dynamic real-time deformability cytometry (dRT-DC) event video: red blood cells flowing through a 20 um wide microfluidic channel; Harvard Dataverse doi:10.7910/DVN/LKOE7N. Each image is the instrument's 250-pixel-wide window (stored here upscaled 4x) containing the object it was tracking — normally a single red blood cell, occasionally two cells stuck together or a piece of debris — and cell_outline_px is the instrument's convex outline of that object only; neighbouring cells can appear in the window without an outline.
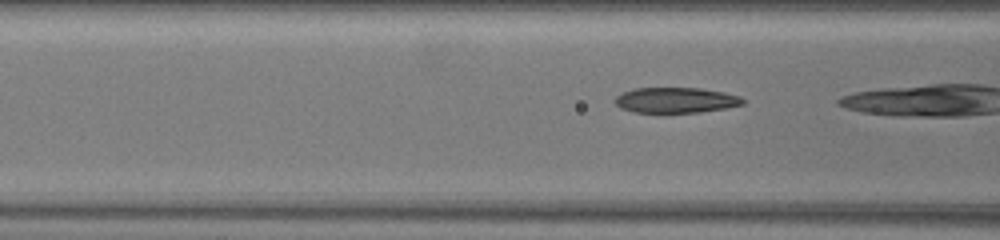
{"species": "common noctule bat (a hibernating species)", "species_latin": "Nyctalus noctula", "temperature_condition": "warm", "stored_images_in_passage": 28, "camera_frame_rate_fps": 3000, "um_per_image_px": 0.085, "animal": {"sex": "female", "body_mass_g": 19.5, "forearm_length_mm": 54.1}, "frame": {"image": 1, "passage_image": 26, "time_ms": 8.333, "image_size_px": [1000, 240], "cell_outline_px": [[744, 104], [724, 108], [700, 112], [636, 112], [620, 108], [616, 104], [616, 96], [632, 88], [700, 88], [724, 92], [740, 96], [744, 100]], "centroid_in_image_um": [57.45, 8.5], "position_along_channel_um": 109.1, "area_um2": 18.79}}